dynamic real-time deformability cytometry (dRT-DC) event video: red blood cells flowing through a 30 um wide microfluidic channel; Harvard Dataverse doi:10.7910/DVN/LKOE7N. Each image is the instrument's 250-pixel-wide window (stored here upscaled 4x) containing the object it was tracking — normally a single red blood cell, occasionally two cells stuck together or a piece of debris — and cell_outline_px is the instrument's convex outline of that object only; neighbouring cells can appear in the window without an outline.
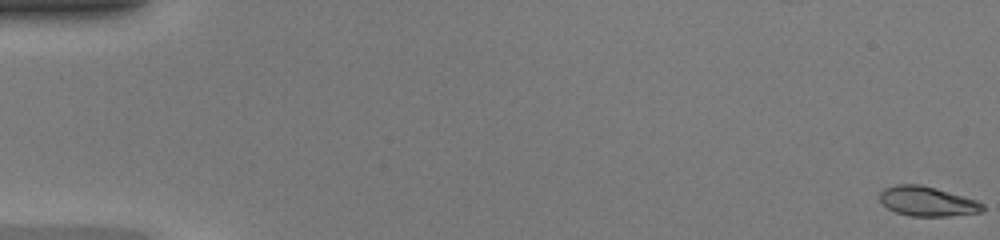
{"species": "common noctule bat (a hibernating species)", "species_latin": "Nyctalus noctula", "temperature_condition": "warm", "stored_images_in_passage": 12, "camera_frame_rate_fps": 3000, "um_per_image_px": 0.085, "animal": {"sex": "female", "body_mass_g": 20.0, "forearm_length_mm": 54.0}, "frame": {"image": 1, "passage_image": 1, "time_ms": 0.0, "image_size_px": [1000, 240], "cell_outline_px": [[984, 212], [948, 216], [912, 216], [896, 212], [888, 208], [880, 200], [880, 192], [884, 188], [896, 184], [920, 184], [936, 188], [976, 200], [984, 204]], "centroid_in_image_um": [78.83, 17.11], "position_along_channel_um": 6.2, "area_um2": 17.74}}